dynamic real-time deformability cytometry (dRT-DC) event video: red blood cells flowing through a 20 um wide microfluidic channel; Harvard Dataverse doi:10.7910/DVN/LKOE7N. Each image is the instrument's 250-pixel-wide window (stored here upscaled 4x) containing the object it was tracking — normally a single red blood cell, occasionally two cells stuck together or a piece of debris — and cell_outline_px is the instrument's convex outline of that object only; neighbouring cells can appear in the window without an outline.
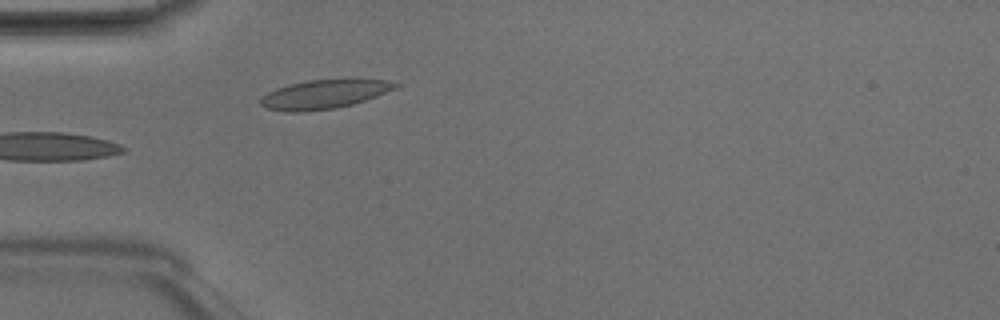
{"species": "Egyptian fruit bat (a non-hibernating species)", "species_latin": "Rousettus aegyptiacus", "temperature_condition": "room temperature", "stored_images_in_passage": 4, "camera_frame_rate_fps": 3000, "um_per_image_px": 0.085, "animal": {"sex": "male"}, "frame": {"image": 1, "passage_image": 4, "time_ms": 1.0, "image_size_px": [1000, 320], "cell_outline_px": [[400, 84], [396, 88], [376, 96], [352, 104], [336, 108], [304, 112], [288, 112], [268, 108], [260, 104], [260, 100], [268, 92], [276, 88], [308, 80], [352, 76], [356, 76], [388, 80]], "centroid_in_image_um": [27.65, 7.95], "position_along_channel_um": 57.3, "area_um2": 23.47}}